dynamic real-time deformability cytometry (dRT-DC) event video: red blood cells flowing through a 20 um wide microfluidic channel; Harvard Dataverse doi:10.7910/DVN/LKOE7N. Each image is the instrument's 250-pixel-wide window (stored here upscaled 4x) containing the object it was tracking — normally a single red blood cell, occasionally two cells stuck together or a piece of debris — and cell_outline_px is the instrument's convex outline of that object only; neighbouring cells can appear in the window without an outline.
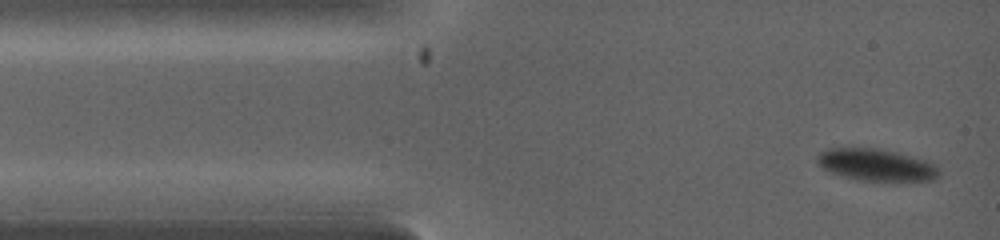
{"species": "common noctule bat (a hibernating species)", "species_latin": "Nyctalus noctula", "temperature_condition": "warm", "stored_images_in_passage": 4, "camera_frame_rate_fps": 5000, "um_per_image_px": 0.085, "animal": {"sex": "female", "body_mass_g": 19.0, "forearm_length_mm": 53.3}, "frame": {"image": 1, "passage_image": 1, "time_ms": 0.0, "image_size_px": [1000, 240], "cell_outline_px": [[940, 176], [932, 180], [860, 180], [844, 176], [832, 172], [824, 168], [816, 160], [816, 156], [820, 152], [828, 148], [876, 148], [896, 152], [928, 160], [936, 164], [940, 172]], "centroid_in_image_um": [74.52, 14.0], "position_along_channel_um": 10.5, "area_um2": 22.48}}
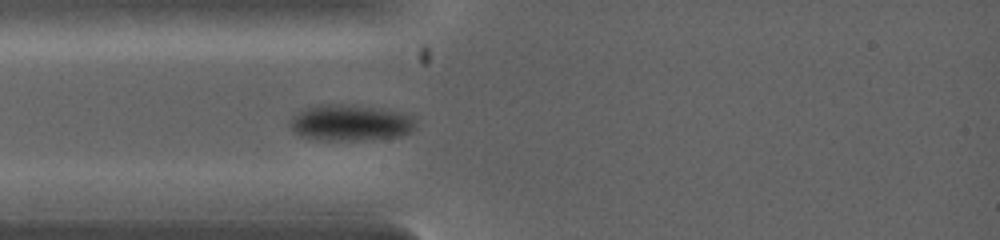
{"frame": {"image": 2, "passage_image": 4, "time_ms": 1.8, "image_size_px": [1000, 240], "cell_outline_px": [[416, 128], [412, 132], [400, 136], [360, 140], [316, 140], [300, 136], [292, 132], [288, 124], [288, 120], [292, 116], [308, 108], [320, 104], [340, 104], [372, 108], [396, 112], [408, 116], [412, 120]], "centroid_in_image_um": [29.68, 10.46], "position_along_channel_um": 55.3, "area_um2": 26.13}}